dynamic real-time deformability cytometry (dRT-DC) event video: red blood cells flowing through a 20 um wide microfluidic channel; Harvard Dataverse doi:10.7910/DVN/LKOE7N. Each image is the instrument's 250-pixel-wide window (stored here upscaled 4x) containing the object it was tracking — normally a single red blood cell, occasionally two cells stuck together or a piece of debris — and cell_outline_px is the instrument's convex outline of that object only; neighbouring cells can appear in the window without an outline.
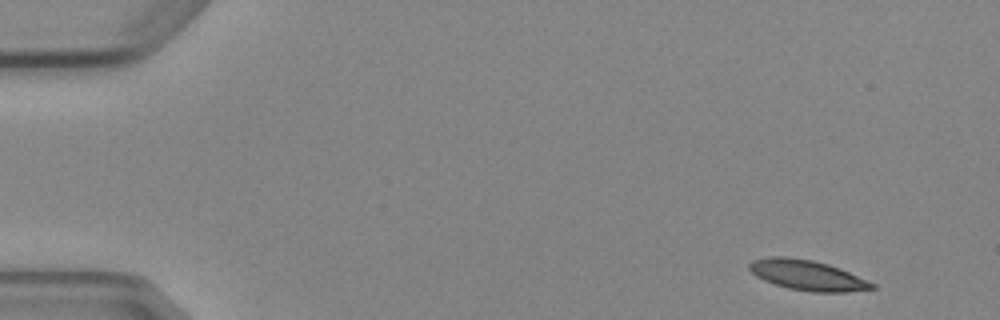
{"species": "Egyptian fruit bat (a non-hibernating species)", "species_latin": "Rousettus aegyptiacus", "temperature_condition": "cold", "stored_images_in_passage": 5, "camera_frame_rate_fps": 3000, "um_per_image_px": 0.085, "animal": {"sex": "female"}, "frame": {"image": 1, "passage_image": 1, "time_ms": 0.0, "image_size_px": [1000, 320], "cell_outline_px": [[876, 288], [848, 292], [812, 292], [788, 288], [764, 280], [756, 276], [748, 268], [748, 264], [752, 260], [768, 256], [788, 256], [812, 260], [828, 264], [840, 268], [876, 284]], "centroid_in_image_um": [68.62, 23.38], "position_along_channel_um": 16.4, "area_um2": 21.68}}
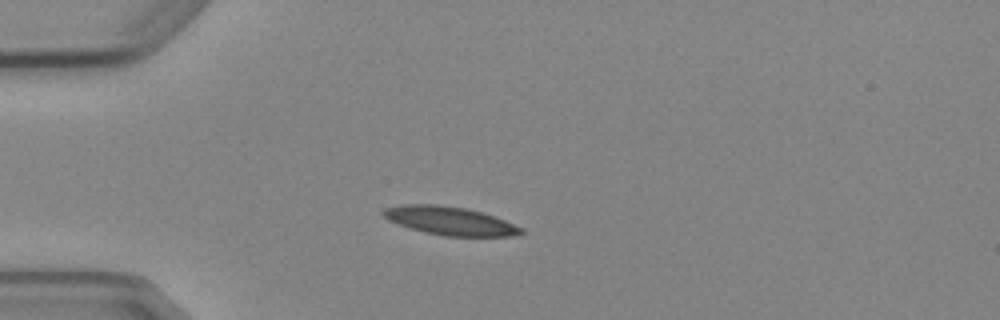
{"frame": {"image": 2, "passage_image": 4, "time_ms": 3.333, "image_size_px": [1000, 320], "cell_outline_px": [[524, 232], [512, 236], [444, 236], [424, 232], [388, 220], [384, 216], [384, 208], [400, 204], [436, 204], [468, 208], [504, 220], [524, 228]], "centroid_in_image_um": [38.25, 18.76], "position_along_channel_um": 46.7, "area_um2": 22.6}}